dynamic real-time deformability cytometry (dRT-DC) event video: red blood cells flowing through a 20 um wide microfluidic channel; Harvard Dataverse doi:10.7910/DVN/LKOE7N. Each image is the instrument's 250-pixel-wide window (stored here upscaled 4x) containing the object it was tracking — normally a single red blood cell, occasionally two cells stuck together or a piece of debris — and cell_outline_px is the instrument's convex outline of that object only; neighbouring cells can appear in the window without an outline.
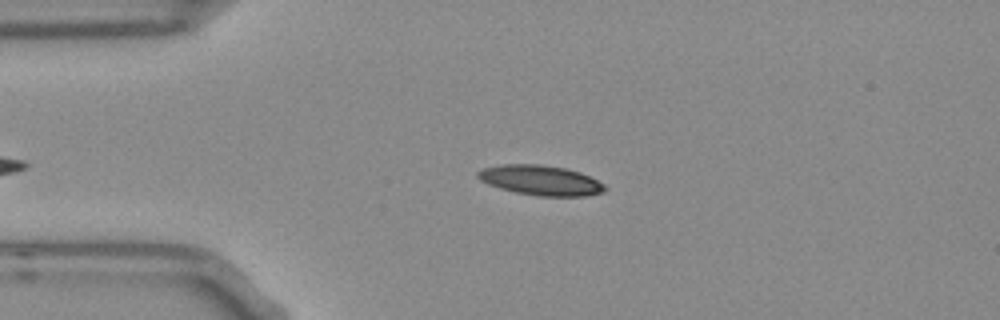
{"species": "Egyptian fruit bat (a non-hibernating species)", "species_latin": "Rousettus aegyptiacus", "temperature_condition": "room temperature", "stored_images_in_passage": 42, "camera_frame_rate_fps": 3000, "um_per_image_px": 0.085, "frame": {"image": 1, "passage_image": 5, "time_ms": 1.333, "image_size_px": [1000, 320], "cell_outline_px": [[608, 188], [604, 192], [584, 196], [540, 196], [516, 192], [500, 188], [488, 184], [480, 180], [476, 176], [476, 172], [484, 168], [504, 164], [540, 164], [564, 168], [580, 172], [604, 184]], "centroid_in_image_um": [45.95, 15.32], "position_along_channel_um": 39.0, "area_um2": 22.08}}
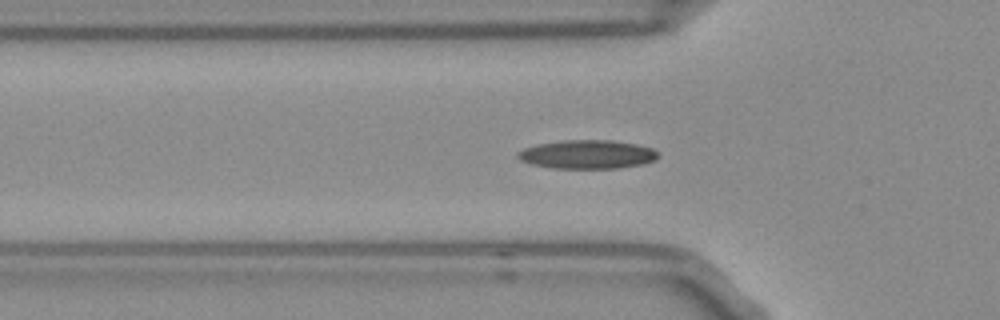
{"frame": {"image": 2, "passage_image": 10, "time_ms": 3.0, "image_size_px": [1000, 320], "cell_outline_px": [[660, 156], [656, 160], [644, 164], [616, 168], [552, 168], [532, 164], [520, 160], [516, 156], [516, 152], [524, 148], [540, 144], [564, 140], [612, 140], [636, 144], [652, 148], [660, 152]], "centroid_in_image_um": [49.96, 13.12], "position_along_channel_um": 75.8, "area_um2": 23.58}}
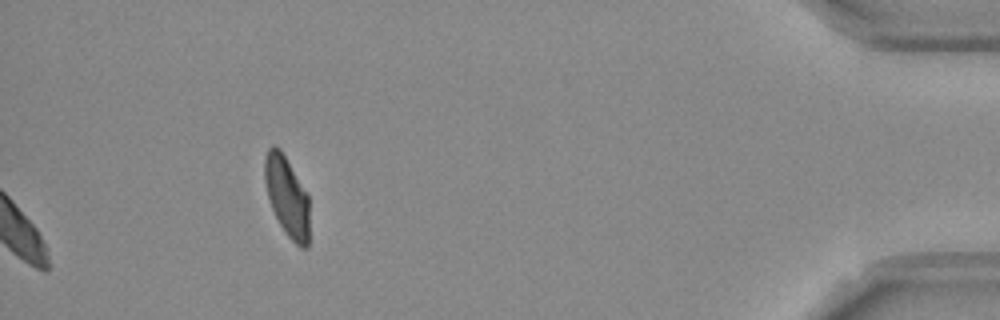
{"frame": {"image": 3, "passage_image": 42, "time_ms": 13.667, "image_size_px": [1000, 320], "cell_outline_px": [[308, 248], [300, 248], [284, 232], [272, 208], [268, 196], [264, 180], [264, 156], [268, 148], [272, 144], [276, 144], [280, 148], [308, 196]], "centroid_in_image_um": [24.36, 16.67], "position_along_channel_um": 410.8, "area_um2": 20.63}, "authors_computed_cell_mechanics": {"area_um2": 21.6172, "velocity_mm_per_s": 3.727, "shape_relaxation_time_tau1_ms": 11.3907, "shape_relaxation_time_tau2_ms": 3.133, "deformation_change_tau1": 0.252, "deformation_change_tau2": 0.0846}}